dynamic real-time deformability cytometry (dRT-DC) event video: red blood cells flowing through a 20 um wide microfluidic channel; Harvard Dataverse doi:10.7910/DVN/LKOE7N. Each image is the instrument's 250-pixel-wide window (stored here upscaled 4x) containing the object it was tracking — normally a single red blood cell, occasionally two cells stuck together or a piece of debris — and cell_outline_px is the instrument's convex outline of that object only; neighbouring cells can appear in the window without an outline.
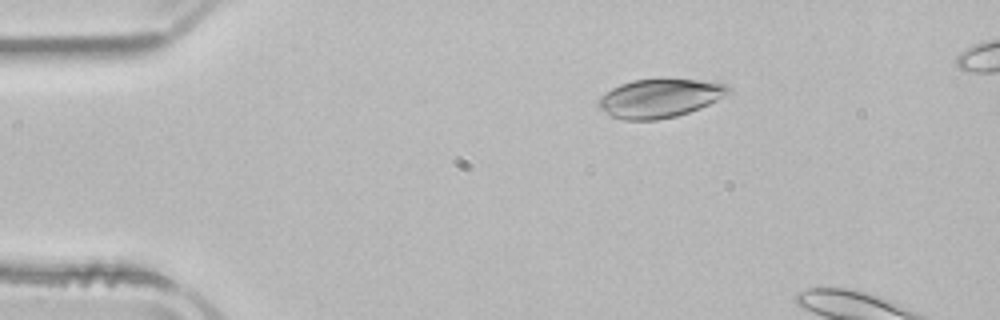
{"species": "common noctule bat (a hibernating species)", "species_latin": "Nyctalus noctula", "temperature_condition": "room temperature", "stored_images_in_passage": 4, "camera_frame_rate_fps": 3000, "um_per_image_px": 0.085, "animal": {"sex": "male", "body_mass_g": 21.5, "forearm_length_mm": 52.0}, "frame": {"image": 1, "passage_image": 1, "time_ms": 0.0, "image_size_px": [1000, 320], "cell_outline_px": [[732, 92], [700, 108], [676, 116], [656, 120], [624, 120], [608, 116], [596, 104], [600, 96], [612, 88], [620, 84], [632, 80], [660, 76], [664, 76], [700, 80], [728, 84], [732, 88]], "centroid_in_image_um": [56.07, 8.3], "position_along_channel_um": 28.9, "area_um2": 30.23}}